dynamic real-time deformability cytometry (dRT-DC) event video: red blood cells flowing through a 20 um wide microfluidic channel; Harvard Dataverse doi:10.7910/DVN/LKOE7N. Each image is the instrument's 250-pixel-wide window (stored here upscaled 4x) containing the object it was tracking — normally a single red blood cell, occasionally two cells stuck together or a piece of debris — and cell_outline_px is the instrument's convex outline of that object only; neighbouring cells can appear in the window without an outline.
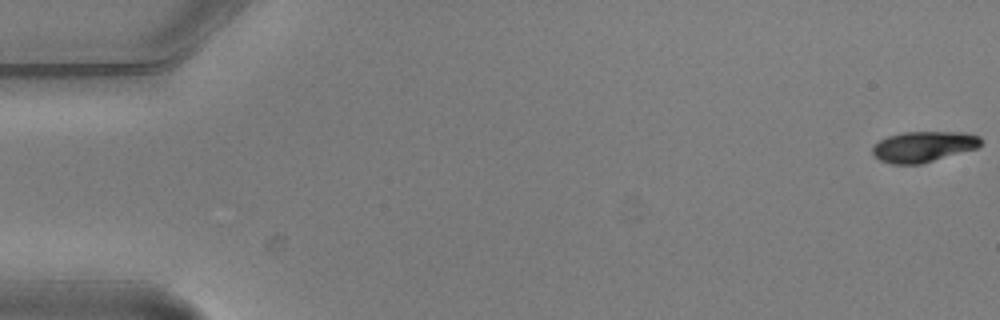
{"species": "common noctule bat (a hibernating species)", "species_latin": "Nyctalus noctula", "temperature_condition": "warm", "stored_images_in_passage": 6, "camera_frame_rate_fps": 3000, "um_per_image_px": 0.085, "animal": {"sex": "male", "body_mass_g": 20.5, "forearm_length_mm": 52.5}, "frame": {"image": 1, "passage_image": 1, "time_ms": 0.0, "image_size_px": [1000, 320], "cell_outline_px": [[980, 144], [976, 148], [920, 164], [892, 164], [880, 160], [872, 152], [872, 148], [880, 140], [888, 136], [904, 132], [964, 132], [980, 136]], "centroid_in_image_um": [78.48, 12.45], "position_along_channel_um": 6.5, "area_um2": 19.07}}
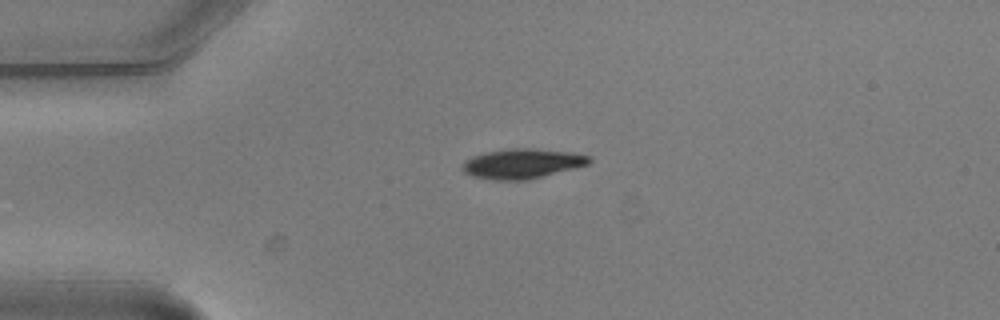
{"frame": {"image": 2, "passage_image": 5, "time_ms": 1.333, "image_size_px": [1000, 320], "cell_outline_px": [[592, 160], [588, 164], [576, 168], [528, 180], [492, 180], [472, 176], [464, 172], [460, 168], [464, 160], [472, 156], [488, 152], [508, 148], [528, 148], [572, 152], [592, 156]], "centroid_in_image_um": [44.39, 13.91], "position_along_channel_um": 40.6, "area_um2": 22.25}}